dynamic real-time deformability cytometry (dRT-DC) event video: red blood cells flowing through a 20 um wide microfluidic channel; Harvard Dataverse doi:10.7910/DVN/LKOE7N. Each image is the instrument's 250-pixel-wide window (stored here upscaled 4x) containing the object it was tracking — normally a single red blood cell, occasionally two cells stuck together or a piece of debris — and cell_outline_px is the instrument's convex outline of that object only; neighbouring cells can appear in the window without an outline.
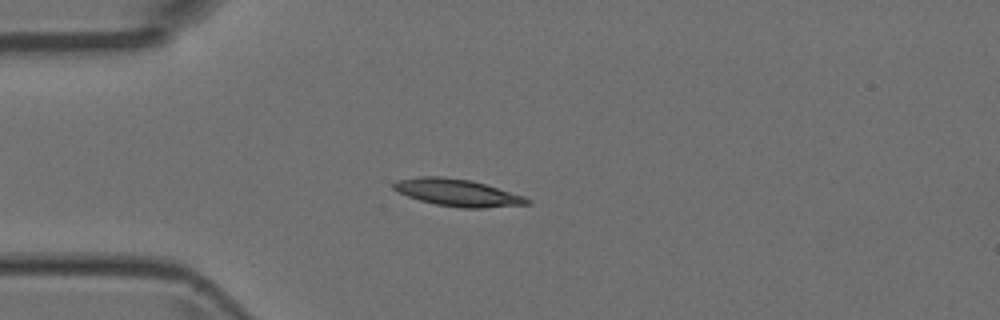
{"species": "Egyptian fruit bat (a non-hibernating species)", "species_latin": "Rousettus aegyptiacus", "temperature_condition": "room temperature", "stored_images_in_passage": 4, "camera_frame_rate_fps": 3000, "um_per_image_px": 0.085, "animal": {"sex": "female"}, "frame": {"image": 1, "passage_image": 3, "time_ms": 0.667, "image_size_px": [1000, 320], "cell_outline_px": [[532, 204], [484, 208], [460, 208], [436, 204], [420, 200], [408, 196], [392, 188], [392, 184], [400, 180], [424, 176], [444, 176], [468, 180], [484, 184], [524, 196], [532, 200]], "centroid_in_image_um": [38.93, 16.39], "position_along_channel_um": 46.1, "area_um2": 20.87}}